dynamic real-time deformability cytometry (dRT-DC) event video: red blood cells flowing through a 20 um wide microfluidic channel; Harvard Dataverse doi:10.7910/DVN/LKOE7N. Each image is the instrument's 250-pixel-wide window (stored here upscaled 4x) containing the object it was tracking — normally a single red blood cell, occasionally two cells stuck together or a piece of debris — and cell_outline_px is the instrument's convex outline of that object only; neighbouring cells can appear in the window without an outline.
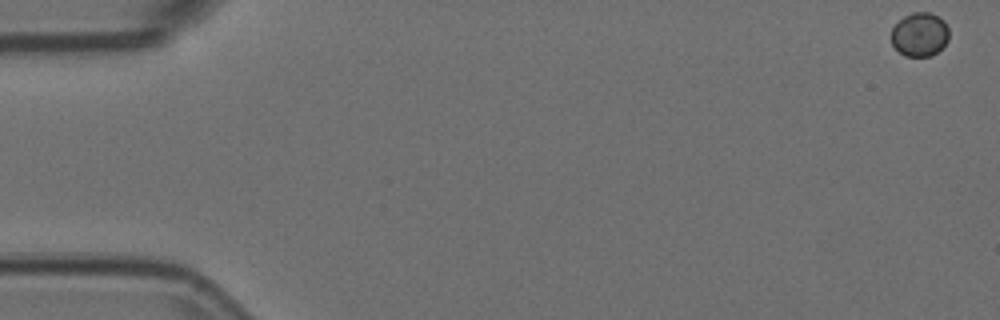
{"species": "Egyptian fruit bat (a non-hibernating species)", "species_latin": "Rousettus aegyptiacus", "temperature_condition": "room temperature", "stored_images_in_passage": 55, "camera_frame_rate_fps": 3000, "um_per_image_px": 0.085, "animal": {"sex": "female"}, "frame": {"image": 1, "passage_image": 1, "time_ms": 0.0, "image_size_px": [1000, 320], "cell_outline_px": [[948, 40], [932, 56], [904, 56], [892, 44], [892, 28], [904, 16], [912, 12], [928, 12], [940, 16], [944, 20], [948, 28]], "centroid_in_image_um": [78.19, 2.91], "position_along_channel_um": 6.8, "area_um2": 14.68}}
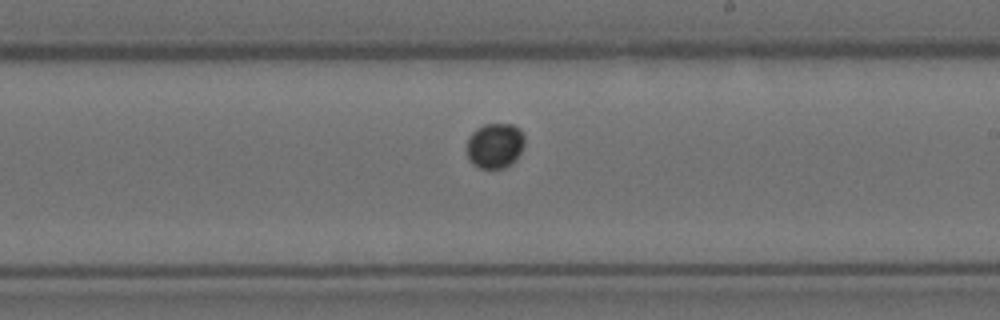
{"frame": {"image": 2, "passage_image": 32, "time_ms": 10.333, "image_size_px": [1000, 320], "cell_outline_px": [[524, 144], [516, 160], [504, 168], [480, 168], [472, 164], [468, 160], [468, 140], [472, 132], [476, 128], [484, 124], [512, 124], [520, 128], [524, 136]], "centroid_in_image_um": [42.08, 12.37], "position_along_channel_um": 246.9, "area_um2": 15.26}}
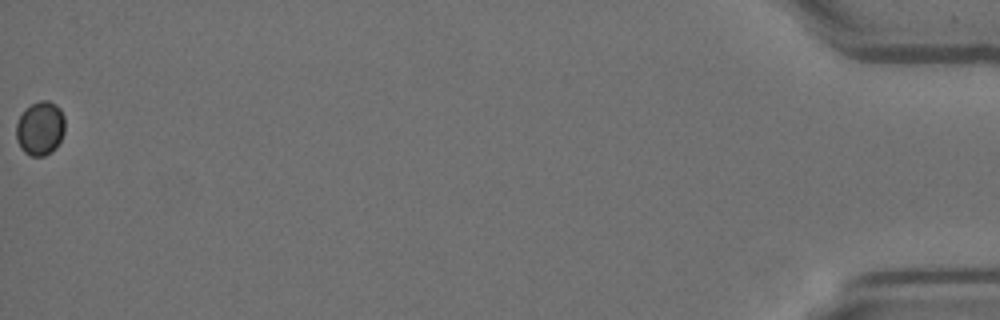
{"frame": {"image": 3, "passage_image": 55, "time_ms": 18.0, "image_size_px": [1000, 320], "cell_outline_px": [[64, 132], [56, 148], [52, 152], [44, 156], [32, 156], [24, 152], [20, 148], [16, 140], [16, 124], [24, 108], [40, 100], [48, 100], [56, 104], [60, 108], [64, 116]], "centroid_in_image_um": [3.41, 10.9], "position_along_channel_um": 431.8, "area_um2": 15.55}}